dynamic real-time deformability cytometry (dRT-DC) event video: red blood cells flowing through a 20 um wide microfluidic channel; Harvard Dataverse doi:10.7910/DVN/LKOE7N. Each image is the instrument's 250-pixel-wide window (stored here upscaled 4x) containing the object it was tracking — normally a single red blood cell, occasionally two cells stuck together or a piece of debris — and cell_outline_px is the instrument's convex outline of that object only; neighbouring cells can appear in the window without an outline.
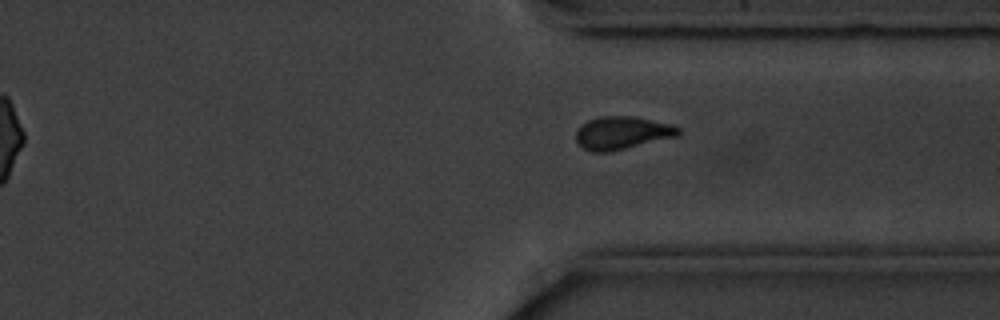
{"species": "common noctule bat (a hibernating species)", "species_latin": "Nyctalus noctula", "temperature_condition": "cold", "stored_images_in_passage": 14, "camera_frame_rate_fps": 3000, "um_per_image_px": 0.085, "animal": {"sex": "male", "body_mass_g": 20.1, "forearm_length_mm": 53.5}, "frame": {"image": 1, "passage_image": 14, "time_ms": 17.0, "image_size_px": [1000, 320], "cell_outline_px": [[680, 136], [608, 152], [592, 152], [584, 148], [576, 140], [576, 132], [580, 124], [588, 120], [600, 116], [632, 116], [672, 124], [680, 128]], "centroid_in_image_um": [52.89, 11.29], "position_along_channel_um": 358.5, "area_um2": 19.71}}